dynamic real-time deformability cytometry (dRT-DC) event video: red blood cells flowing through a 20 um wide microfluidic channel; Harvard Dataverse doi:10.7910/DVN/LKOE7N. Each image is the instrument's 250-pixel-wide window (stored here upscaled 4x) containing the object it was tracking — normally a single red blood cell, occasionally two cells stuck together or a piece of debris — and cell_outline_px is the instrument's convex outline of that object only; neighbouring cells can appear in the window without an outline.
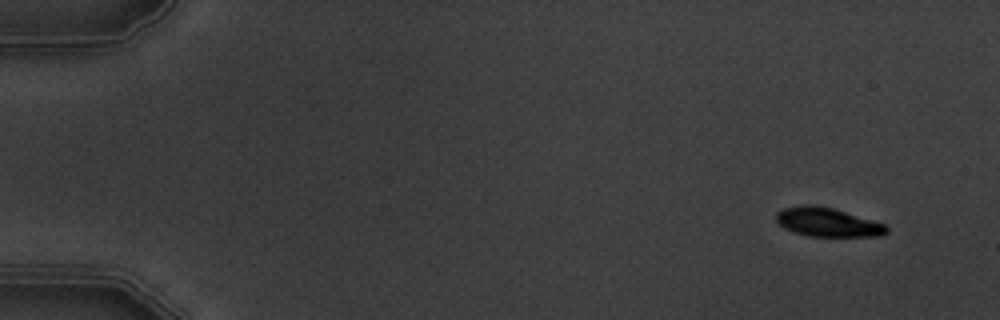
{"species": "common noctule bat (a hibernating species)", "species_latin": "Nyctalus noctula", "temperature_condition": "warm", "stored_images_in_passage": 4, "camera_frame_rate_fps": 3000, "um_per_image_px": 0.085, "animal": {"sex": "male", "body_mass_g": 19.5, "forearm_length_mm": 54.6}, "frame": {"image": 1, "passage_image": 1, "time_ms": 0.0, "image_size_px": [1000, 320], "cell_outline_px": [[888, 232], [884, 236], [808, 236], [784, 228], [776, 220], [776, 212], [784, 208], [804, 204], [808, 204], [832, 208], [884, 224], [888, 228]], "centroid_in_image_um": [70.33, 18.89], "position_along_channel_um": 14.7, "area_um2": 18.32}}
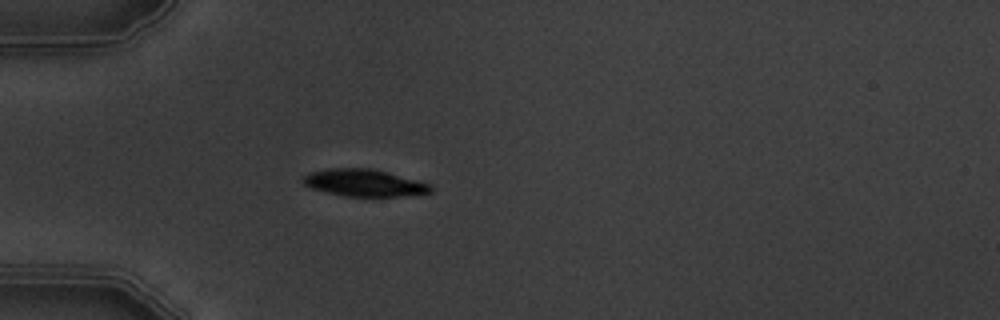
{"frame": {"image": 2, "passage_image": 4, "time_ms": 4.333, "image_size_px": [1000, 320], "cell_outline_px": [[432, 192], [396, 196], [344, 196], [312, 188], [304, 184], [300, 180], [308, 172], [328, 168], [372, 168], [432, 184]], "centroid_in_image_um": [30.92, 15.53], "position_along_channel_um": 54.1, "area_um2": 20.06}}